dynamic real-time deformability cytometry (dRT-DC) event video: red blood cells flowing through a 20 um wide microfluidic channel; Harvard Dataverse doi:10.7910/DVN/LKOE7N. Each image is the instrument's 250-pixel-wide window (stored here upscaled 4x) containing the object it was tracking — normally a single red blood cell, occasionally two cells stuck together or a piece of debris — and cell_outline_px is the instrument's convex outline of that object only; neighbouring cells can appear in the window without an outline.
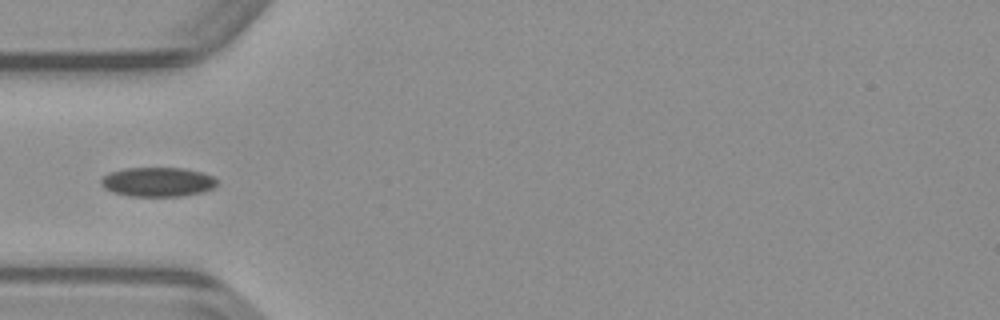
{"species": "common noctule bat (a hibernating species)", "species_latin": "Nyctalus noctula", "temperature_condition": "warm", "stored_images_in_passage": 35, "camera_frame_rate_fps": 3000, "um_per_image_px": 0.085, "animal": {"sex": "male", "body_mass_g": 23.1, "forearm_length_mm": 52.7}, "frame": {"image": 1, "passage_image": 1, "time_ms": 0.0, "image_size_px": [1000, 320], "cell_outline_px": [[216, 188], [204, 192], [180, 196], [128, 196], [112, 192], [104, 188], [100, 184], [100, 180], [108, 172], [124, 168], [184, 168], [200, 172], [212, 176], [216, 180]], "centroid_in_image_um": [13.38, 15.47], "position_along_channel_um": 71.6, "area_um2": 20.0}}
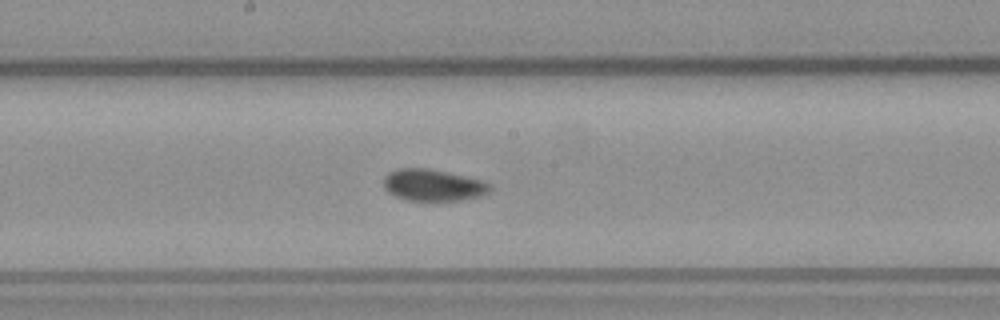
{"frame": {"image": 2, "passage_image": 11, "time_ms": 3.333, "image_size_px": [1000, 320], "cell_outline_px": [[492, 192], [484, 196], [460, 200], [408, 200], [396, 196], [388, 192], [384, 188], [384, 176], [388, 172], [396, 168], [428, 168], [484, 180], [492, 184]], "centroid_in_image_um": [36.87, 15.73], "position_along_channel_um": 211.3, "area_um2": 19.94}}
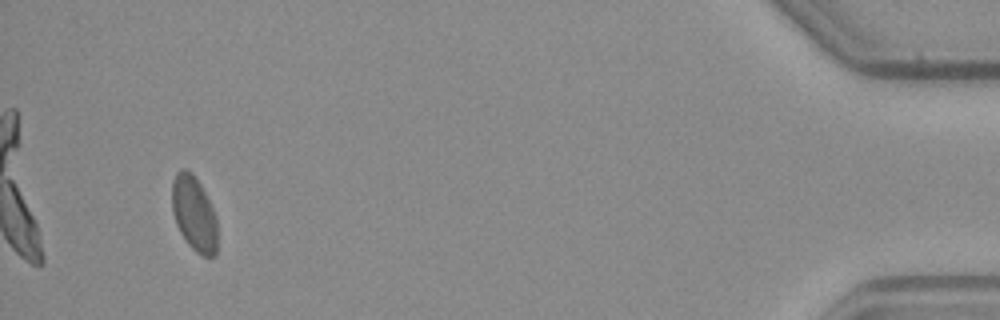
{"frame": {"image": 3, "passage_image": 32, "time_ms": 10.333, "image_size_px": [1000, 320], "cell_outline_px": [[216, 256], [204, 256], [196, 252], [188, 244], [180, 232], [176, 224], [172, 212], [172, 180], [176, 172], [180, 168], [184, 168], [192, 172], [196, 176], [216, 216]], "centroid_in_image_um": [16.47, 18.13], "position_along_channel_um": 418.7, "area_um2": 19.83}}